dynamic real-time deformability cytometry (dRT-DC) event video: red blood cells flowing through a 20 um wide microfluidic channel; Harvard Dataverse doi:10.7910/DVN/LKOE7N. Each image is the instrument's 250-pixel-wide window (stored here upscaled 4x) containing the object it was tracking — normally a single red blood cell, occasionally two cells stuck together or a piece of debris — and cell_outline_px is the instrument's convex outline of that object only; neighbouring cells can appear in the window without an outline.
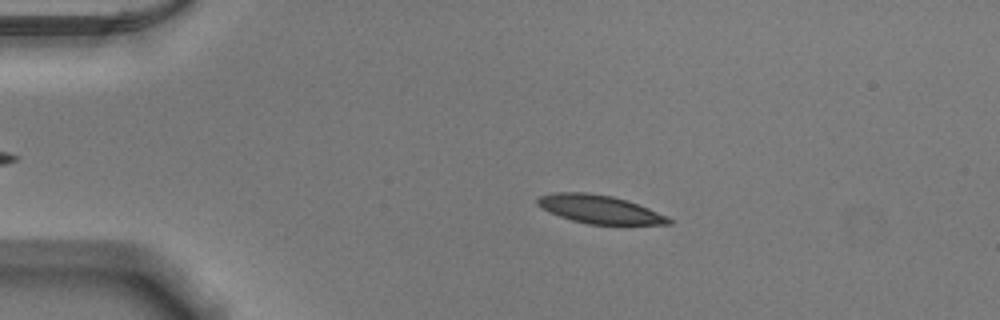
{"species": "Egyptian fruit bat (a non-hibernating species)", "species_latin": "Rousettus aegyptiacus", "temperature_condition": "warm", "stored_images_in_passage": 53, "camera_frame_rate_fps": 3000, "um_per_image_px": 0.085, "animal": {"sex": "male"}, "frame": {"image": 1, "passage_image": 11, "time_ms": 3.333, "image_size_px": [1000, 320], "cell_outline_px": [[672, 224], [588, 224], [572, 220], [560, 216], [536, 204], [536, 200], [540, 196], [556, 192], [588, 192], [612, 196], [628, 200], [668, 216], [672, 220]], "centroid_in_image_um": [50.99, 17.78], "position_along_channel_um": 34.0, "area_um2": 21.44}}
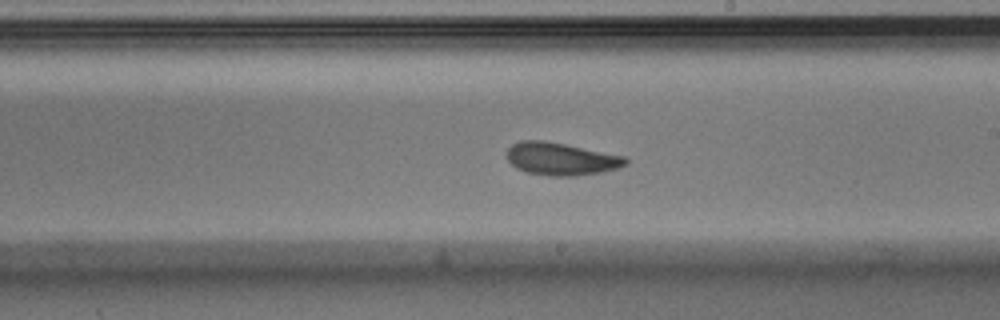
{"frame": {"image": 2, "passage_image": 31, "time_ms": 10.0, "image_size_px": [1000, 320], "cell_outline_px": [[628, 164], [616, 168], [600, 172], [576, 176], [548, 176], [528, 172], [516, 168], [508, 160], [508, 148], [512, 144], [520, 140], [544, 140], [624, 156], [628, 160]], "centroid_in_image_um": [47.67, 13.5], "position_along_channel_um": 241.3, "area_um2": 22.37}}
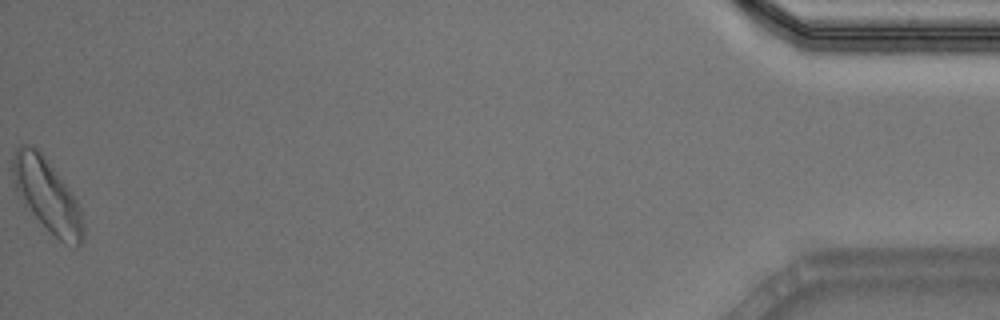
{"frame": {"image": 3, "passage_image": 53, "time_ms": 17.333, "image_size_px": [1000, 320], "cell_outline_px": [[84, 240], [76, 248], [60, 240], [24, 204], [16, 188], [12, 172], [12, 156], [16, 148], [24, 144], [32, 144], [40, 152], [72, 192], [80, 208], [84, 224]], "centroid_in_image_um": [4.02, 16.58], "position_along_channel_um": 431.2, "area_um2": 29.3}, "authors_computed_cell_mechanics": {"area_um2": 22.3686, "velocity_mm_per_s": 3.8553, "shape_relaxation_time_tau1_ms": 2.6923, "shape_relaxation_time_tau2_ms": 2.609, "deformation_change_tau1": 0.1087, "deformation_change_tau2": 0.0912}}